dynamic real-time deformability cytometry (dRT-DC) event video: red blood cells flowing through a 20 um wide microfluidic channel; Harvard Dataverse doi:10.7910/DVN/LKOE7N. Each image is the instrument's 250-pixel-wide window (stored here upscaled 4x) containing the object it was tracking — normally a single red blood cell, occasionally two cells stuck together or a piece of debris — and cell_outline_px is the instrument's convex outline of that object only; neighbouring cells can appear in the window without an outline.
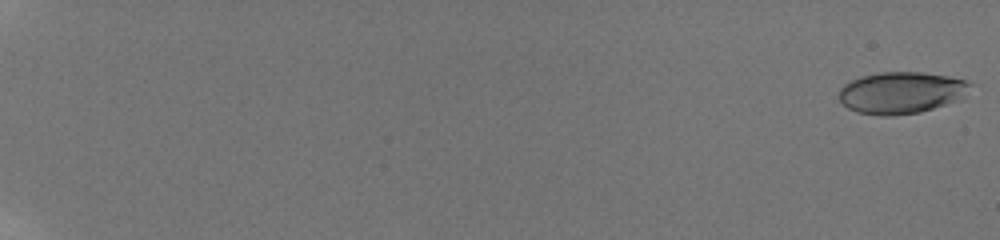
{"species": "human", "species_latin": "Homo sapiens", "temperature_condition": "room temperature", "stored_images_in_passage": 30, "camera_frame_rate_fps": 3000, "um_per_image_px": 0.085, "donor": {"sex": "male"}, "frame": {"image": 1, "passage_image": 1, "time_ms": 0.0, "image_size_px": [1000, 240], "cell_outline_px": [[972, 84], [964, 100], [920, 112], [892, 116], [884, 116], [856, 112], [848, 108], [840, 100], [840, 88], [844, 84], [860, 76], [880, 72], [924, 72], [948, 76], [964, 80]], "centroid_in_image_um": [76.66, 7.88], "position_along_channel_um": 8.3, "area_um2": 32.31}}
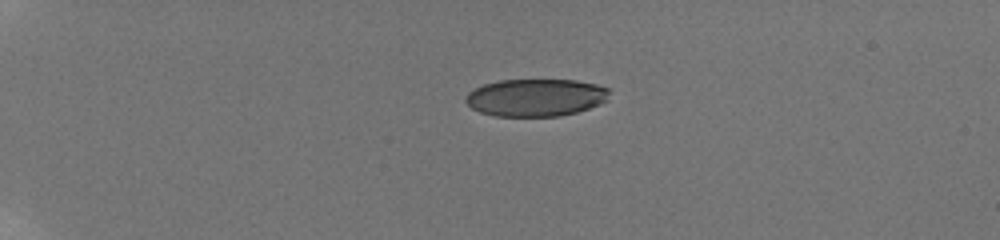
{"frame": {"image": 2, "passage_image": 29, "time_ms": 5.333, "image_size_px": [1000, 240], "cell_outline_px": [[608, 100], [600, 104], [576, 112], [560, 116], [492, 116], [480, 112], [472, 108], [464, 100], [468, 92], [484, 84], [500, 80], [576, 80], [596, 84], [608, 88]], "centroid_in_image_um": [45.53, 8.29], "position_along_channel_um": 39.5, "area_um2": 31.39}}